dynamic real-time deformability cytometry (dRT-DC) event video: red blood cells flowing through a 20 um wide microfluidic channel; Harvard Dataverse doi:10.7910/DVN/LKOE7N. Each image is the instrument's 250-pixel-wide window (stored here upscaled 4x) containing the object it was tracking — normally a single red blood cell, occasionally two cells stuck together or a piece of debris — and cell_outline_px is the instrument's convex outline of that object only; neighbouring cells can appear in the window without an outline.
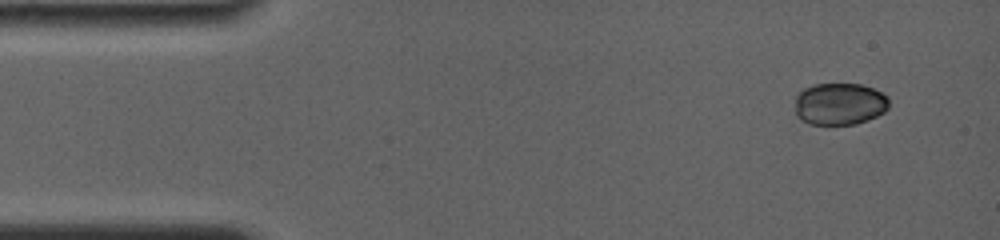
{"species": "common noctule bat (a hibernating species)", "species_latin": "Nyctalus noctula", "temperature_condition": "room temperature", "stored_images_in_passage": 5, "camera_frame_rate_fps": 4000, "um_per_image_px": 0.085, "animal": {"sex": "female", "body_mass_g": 19.0, "forearm_length_mm": 56.7}, "frame": {"image": 1, "passage_image": 1, "time_ms": 0.0, "image_size_px": [1000, 240], "cell_outline_px": [[888, 108], [884, 112], [868, 120], [856, 124], [808, 124], [800, 120], [796, 116], [796, 96], [804, 88], [816, 84], [860, 84], [872, 88], [888, 96]], "centroid_in_image_um": [71.36, 8.84], "position_along_channel_um": 13.6, "area_um2": 23.06}}